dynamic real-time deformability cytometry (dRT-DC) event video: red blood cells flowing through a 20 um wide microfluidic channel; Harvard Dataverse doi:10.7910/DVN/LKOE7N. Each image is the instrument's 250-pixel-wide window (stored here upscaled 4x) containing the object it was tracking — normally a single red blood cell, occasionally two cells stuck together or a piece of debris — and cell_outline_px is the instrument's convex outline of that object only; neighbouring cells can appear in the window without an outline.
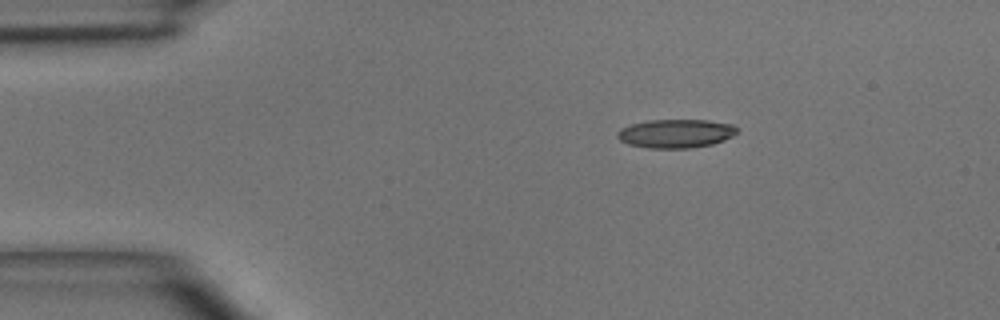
{"species": "common noctule bat (a hibernating species)", "species_latin": "Nyctalus noctula", "temperature_condition": "room temperature", "stored_images_in_passage": 4, "camera_frame_rate_fps": 3000, "um_per_image_px": 0.085, "animal": {"sex": "male", "body_mass_g": 15.6}, "frame": {"image": 1, "passage_image": 1, "time_ms": 0.0, "image_size_px": [1000, 320], "cell_outline_px": [[736, 132], [732, 136], [724, 140], [712, 144], [692, 148], [648, 148], [628, 144], [620, 140], [616, 136], [616, 132], [620, 128], [632, 124], [648, 120], [708, 120], [732, 124], [736, 128]], "centroid_in_image_um": [57.41, 11.35], "position_along_channel_um": 27.6, "area_um2": 20.0}}
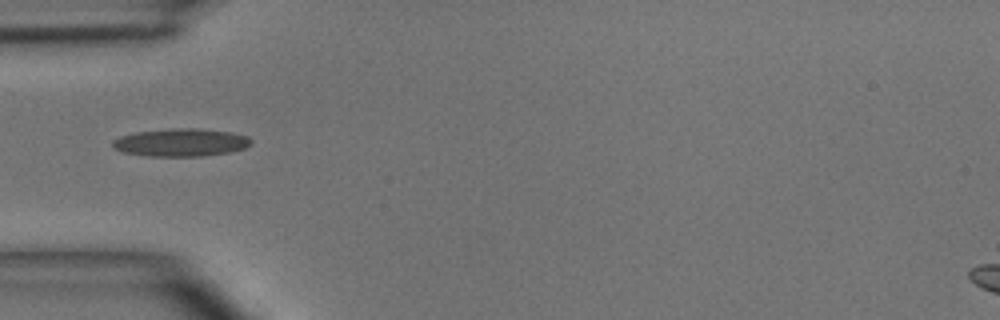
{"frame": {"image": 2, "passage_image": 3, "time_ms": 2.333, "image_size_px": [1000, 320], "cell_outline_px": [[252, 144], [244, 148], [228, 152], [204, 156], [148, 156], [124, 152], [112, 148], [112, 140], [120, 136], [136, 132], [176, 128], [196, 128], [228, 132], [248, 136], [252, 140]], "centroid_in_image_um": [15.36, 12.11], "position_along_channel_um": 69.6, "area_um2": 22.37}}
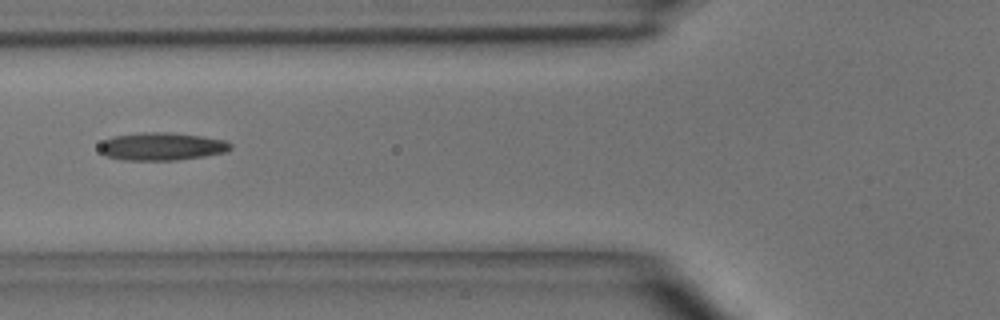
{"frame": {"image": 3, "passage_image": 4, "time_ms": 3.333, "image_size_px": [1000, 320], "cell_outline_px": [[232, 148], [224, 152], [204, 156], [176, 160], [124, 160], [108, 156], [100, 152], [100, 144], [104, 140], [112, 136], [140, 132], [172, 132], [200, 136], [224, 140], [232, 144]], "centroid_in_image_um": [13.73, 12.44], "position_along_channel_um": 112.1, "area_um2": 21.21}}